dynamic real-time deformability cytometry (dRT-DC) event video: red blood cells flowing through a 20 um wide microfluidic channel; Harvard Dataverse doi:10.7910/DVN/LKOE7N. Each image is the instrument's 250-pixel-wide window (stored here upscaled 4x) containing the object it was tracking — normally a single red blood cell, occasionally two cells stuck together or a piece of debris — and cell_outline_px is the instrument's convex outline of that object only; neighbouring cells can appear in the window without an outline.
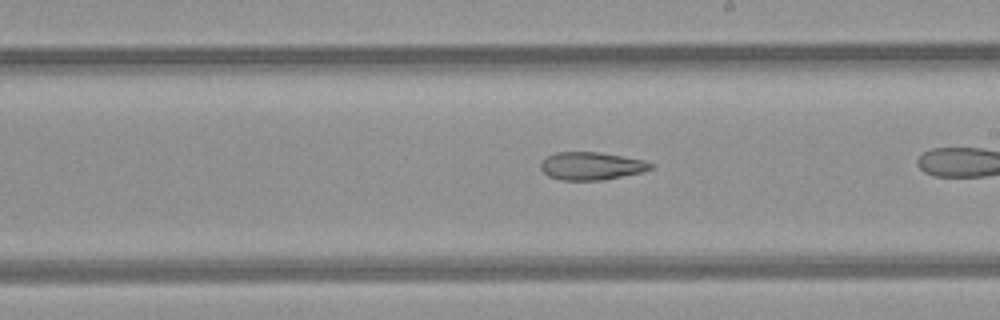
{"species": "common noctule bat (a hibernating species)", "species_latin": "Nyctalus noctula", "temperature_condition": "room temperature", "stored_images_in_passage": 25, "camera_frame_rate_fps": 3000, "um_per_image_px": 0.085, "animal": {"sex": "female", "body_mass_g": 21.9}, "frame": {"image": 1, "passage_image": 15, "time_ms": 4.667, "image_size_px": [1000, 320], "cell_outline_px": [[656, 164], [652, 168], [644, 172], [604, 180], [560, 180], [548, 176], [540, 168], [540, 164], [548, 156], [556, 152], [596, 152], [644, 160]], "centroid_in_image_um": [50.29, 14.12], "position_along_channel_um": 238.7, "area_um2": 17.86}}
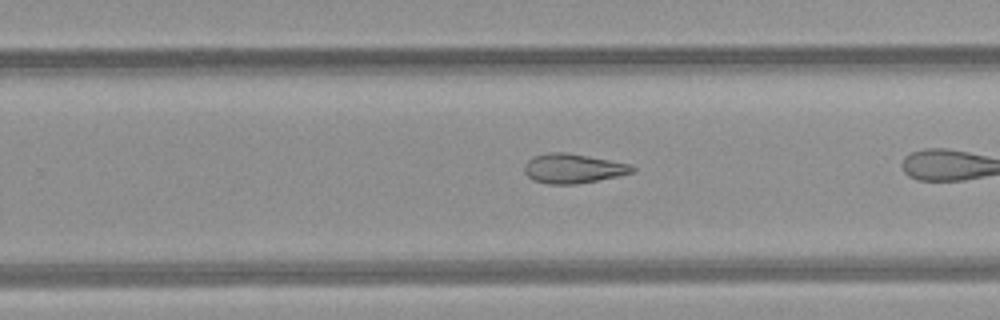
{"frame": {"image": 2, "passage_image": 18, "time_ms": 5.667, "image_size_px": [1000, 320], "cell_outline_px": [[636, 168], [632, 172], [616, 176], [576, 184], [548, 184], [532, 180], [524, 172], [524, 164], [532, 156], [548, 152], [564, 152], [588, 156], [632, 164]], "centroid_in_image_um": [48.66, 14.31], "position_along_channel_um": 281.1, "area_um2": 18.5}}